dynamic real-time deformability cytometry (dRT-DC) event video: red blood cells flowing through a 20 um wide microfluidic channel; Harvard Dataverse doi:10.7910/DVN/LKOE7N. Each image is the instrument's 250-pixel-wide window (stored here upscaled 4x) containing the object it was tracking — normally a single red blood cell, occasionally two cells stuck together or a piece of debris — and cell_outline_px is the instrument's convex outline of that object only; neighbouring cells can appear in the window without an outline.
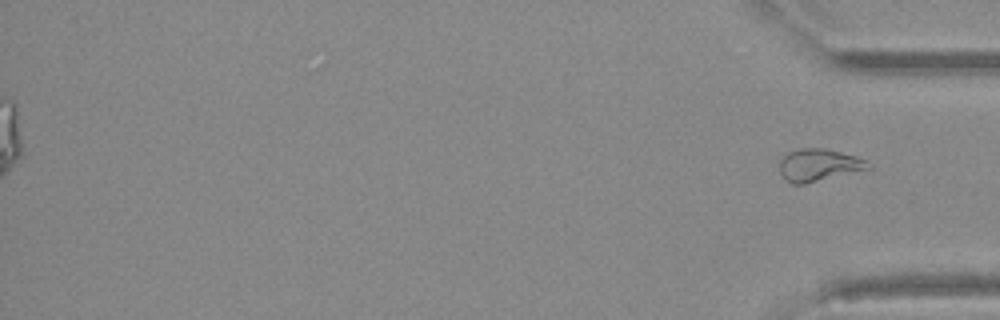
{"species": "Egyptian fruit bat (a non-hibernating species)", "species_latin": "Rousettus aegyptiacus", "temperature_condition": "warm", "stored_images_in_passage": 49, "segment_of_instrument_passage": [2, 2], "camera_frame_rate_fps": 3000, "um_per_image_px": 0.085, "animal": {"sex": "female"}, "frame": {"image": 1, "passage_image": 49, "time_ms": 16.0, "image_size_px": [1000, 320], "cell_outline_px": [[872, 168], [804, 184], [792, 184], [784, 180], [780, 172], [780, 160], [788, 152], [800, 148], [824, 148], [856, 156], [868, 160], [872, 164]], "centroid_in_image_um": [69.61, 14.03], "position_along_channel_um": 365.6, "area_um2": 16.82}}